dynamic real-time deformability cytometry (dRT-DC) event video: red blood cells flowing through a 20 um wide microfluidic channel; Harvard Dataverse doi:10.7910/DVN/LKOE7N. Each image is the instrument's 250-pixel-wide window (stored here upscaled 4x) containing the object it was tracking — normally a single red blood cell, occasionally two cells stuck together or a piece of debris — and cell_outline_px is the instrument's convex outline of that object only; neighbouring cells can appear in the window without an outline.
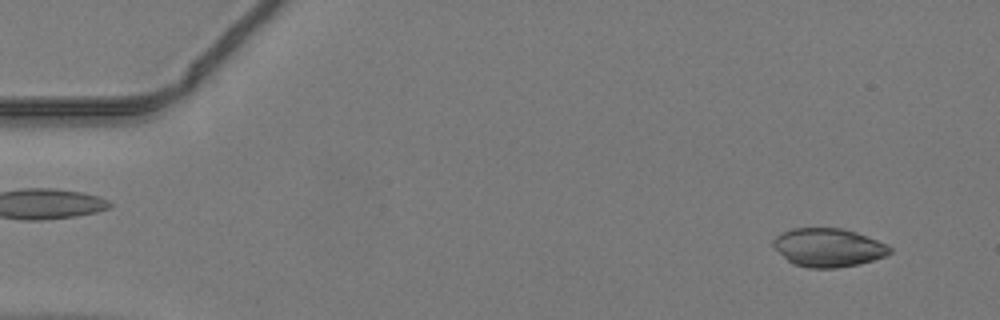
{"species": "common noctule bat (a hibernating species)", "species_latin": "Nyctalus noctula", "temperature_condition": "warm", "stored_images_in_passage": 39, "camera_frame_rate_fps": 3000, "um_per_image_px": 0.085, "animal": {"sex": "male", "body_mass_g": 19.2, "forearm_length_mm": 51.8}, "frame": {"image": 1, "passage_image": 3, "time_ms": 0.667, "image_size_px": [1000, 320], "cell_outline_px": [[892, 252], [884, 256], [860, 264], [836, 268], [808, 268], [792, 264], [772, 244], [772, 240], [776, 236], [792, 228], [840, 228], [856, 232], [888, 244], [892, 248]], "centroid_in_image_um": [70.42, 21.04], "position_along_channel_um": 14.6, "area_um2": 26.07}}
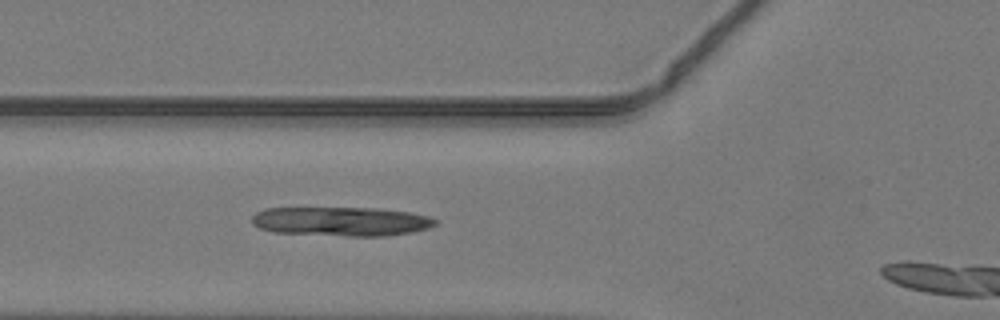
{"frame": {"image": 2, "passage_image": 17, "time_ms": 5.333, "image_size_px": [1000, 320], "cell_outline_px": [[436, 224], [428, 228], [412, 232], [384, 236], [348, 236], [276, 232], [260, 228], [252, 224], [252, 216], [256, 212], [268, 208], [376, 208], [408, 212], [428, 216], [436, 220]], "centroid_in_image_um": [29.0, 18.82], "position_along_channel_um": 96.8, "area_um2": 30.98}}
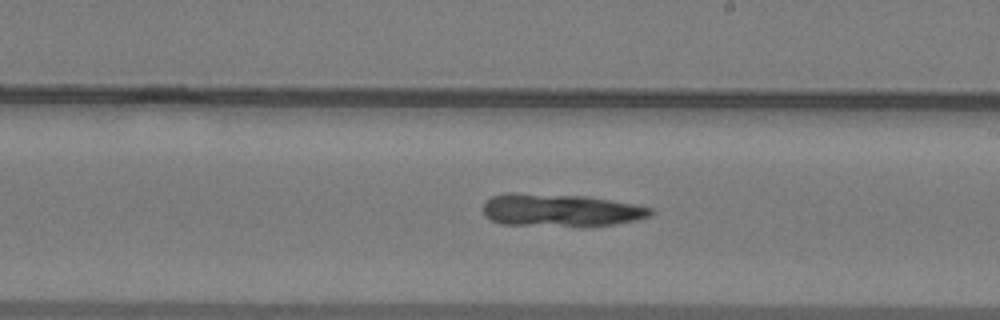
{"frame": {"image": 3, "passage_image": 27, "time_ms": 8.667, "image_size_px": [1000, 320], "cell_outline_px": [[652, 212], [648, 216], [636, 220], [612, 224], [500, 224], [484, 216], [484, 204], [492, 196], [512, 192], [516, 192], [588, 196], [636, 204], [652, 208]], "centroid_in_image_um": [47.62, 17.82], "position_along_channel_um": 241.4, "area_um2": 31.04}}